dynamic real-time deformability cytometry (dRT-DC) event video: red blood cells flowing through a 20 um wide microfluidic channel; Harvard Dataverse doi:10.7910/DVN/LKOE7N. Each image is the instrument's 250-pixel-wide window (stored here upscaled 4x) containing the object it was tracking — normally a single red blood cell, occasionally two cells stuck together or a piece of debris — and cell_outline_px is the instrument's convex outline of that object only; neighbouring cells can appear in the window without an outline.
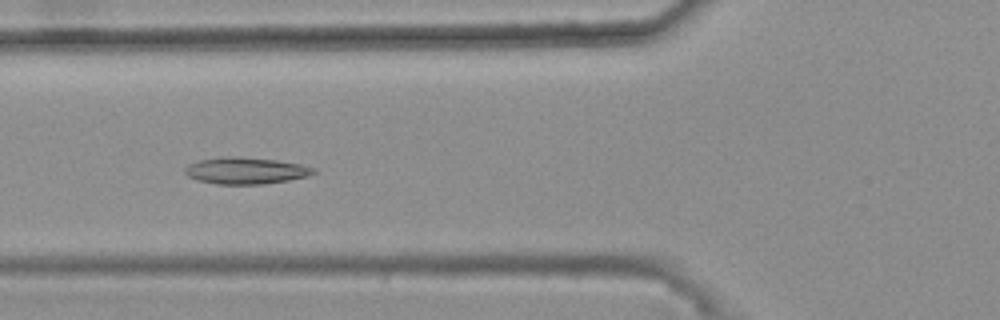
{"species": "common noctule bat (a hibernating species)", "species_latin": "Nyctalus noctula", "temperature_condition": "warm", "stored_images_in_passage": 40, "camera_frame_rate_fps": 3000, "um_per_image_px": 0.085, "animal": {"sex": "female", "body_mass_g": 25.1}, "frame": {"image": 1, "passage_image": 14, "time_ms": 4.333, "image_size_px": [1000, 320], "cell_outline_px": [[316, 172], [308, 176], [288, 180], [264, 184], [216, 184], [196, 180], [188, 176], [184, 172], [184, 168], [188, 164], [200, 160], [220, 156], [236, 156], [276, 160], [300, 164], [312, 168]], "centroid_in_image_um": [20.83, 14.5], "position_along_channel_um": 105.0, "area_um2": 20.0}}
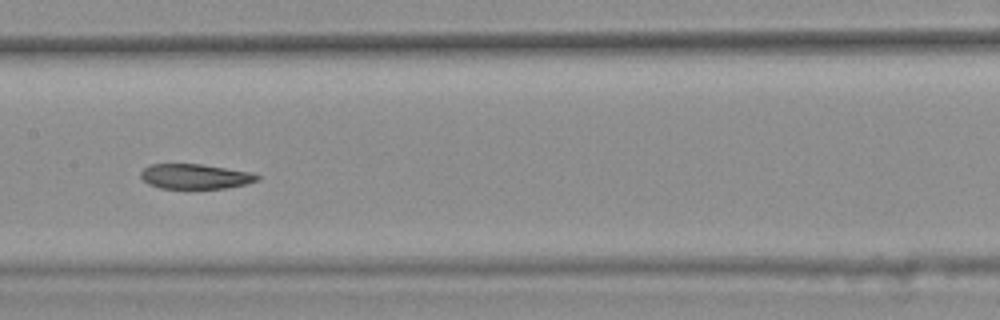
{"frame": {"image": 2, "passage_image": 21, "time_ms": 6.667, "image_size_px": [1000, 320], "cell_outline_px": [[260, 176], [256, 180], [244, 184], [228, 188], [160, 188], [148, 184], [140, 176], [140, 172], [144, 168], [152, 164], [200, 164], [252, 172]], "centroid_in_image_um": [16.56, 14.99], "position_along_channel_um": 190.8, "area_um2": 16.76}}
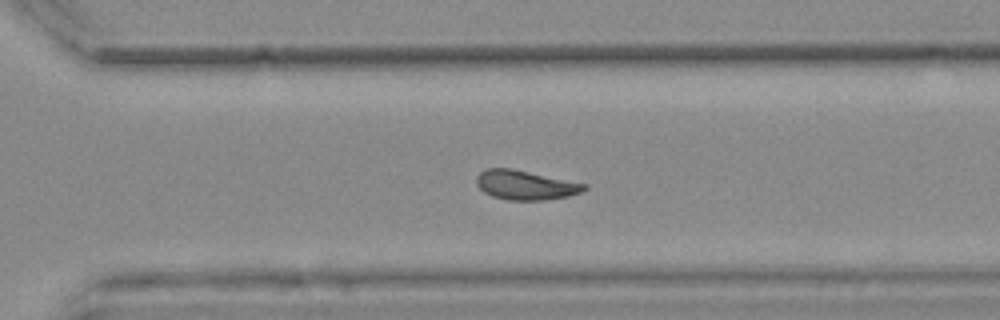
{"frame": {"image": 3, "passage_image": 32, "time_ms": 10.333, "image_size_px": [1000, 320], "cell_outline_px": [[588, 188], [580, 192], [568, 196], [548, 200], [508, 200], [492, 196], [484, 192], [476, 184], [476, 176], [484, 168], [512, 168], [588, 184]], "centroid_in_image_um": [44.66, 15.72], "position_along_channel_um": 325.9, "area_um2": 18.61}, "authors_computed_cell_mechanics": {"area_um2": 18.8139, "velocity_mm_per_s": 3.6887, "shape_relaxation_time_tau1_ms": null, "shape_relaxation_time_tau2_ms": 3.7627, "deformation_change_tau1": null, "deformation_change_tau2": 0.0928}}